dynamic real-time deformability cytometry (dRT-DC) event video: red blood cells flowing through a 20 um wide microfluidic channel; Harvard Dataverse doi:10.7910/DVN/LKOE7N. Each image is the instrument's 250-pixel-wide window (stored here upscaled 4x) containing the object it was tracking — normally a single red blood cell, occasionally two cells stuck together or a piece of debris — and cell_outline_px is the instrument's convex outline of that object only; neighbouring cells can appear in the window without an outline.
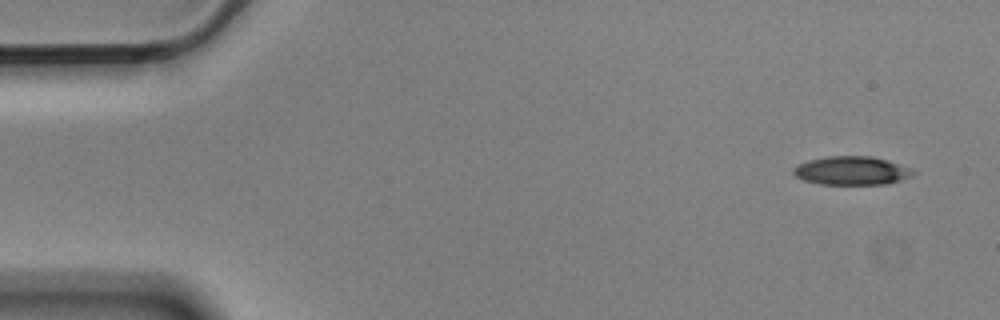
{"species": "Egyptian fruit bat (a non-hibernating species)", "species_latin": "Rousettus aegyptiacus", "temperature_condition": "cold", "stored_images_in_passage": 6, "camera_frame_rate_fps": 3000, "um_per_image_px": 0.085, "animal": {"sex": "male"}, "frame": {"image": 1, "passage_image": 1, "time_ms": 0.0, "image_size_px": [1000, 320], "cell_outline_px": [[916, 172], [912, 176], [900, 180], [884, 184], [820, 184], [804, 180], [796, 176], [792, 172], [792, 168], [808, 160], [828, 156], [872, 156], [888, 160], [912, 168]], "centroid_in_image_um": [72.41, 14.5], "position_along_channel_um": 12.6, "area_um2": 19.94}}
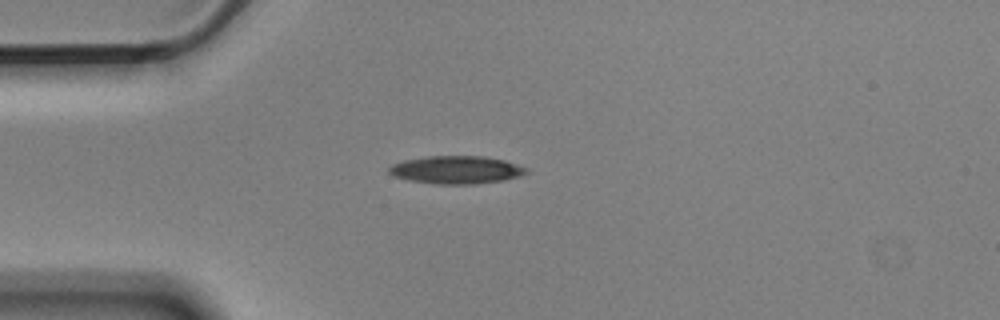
{"frame": {"image": 2, "passage_image": 4, "time_ms": 1.0, "image_size_px": [1000, 320], "cell_outline_px": [[528, 172], [520, 176], [504, 180], [476, 184], [432, 184], [408, 180], [392, 176], [388, 172], [388, 168], [392, 164], [404, 160], [428, 156], [484, 156], [504, 160], [528, 168]], "centroid_in_image_um": [38.77, 14.44], "position_along_channel_um": 46.2, "area_um2": 22.48}}
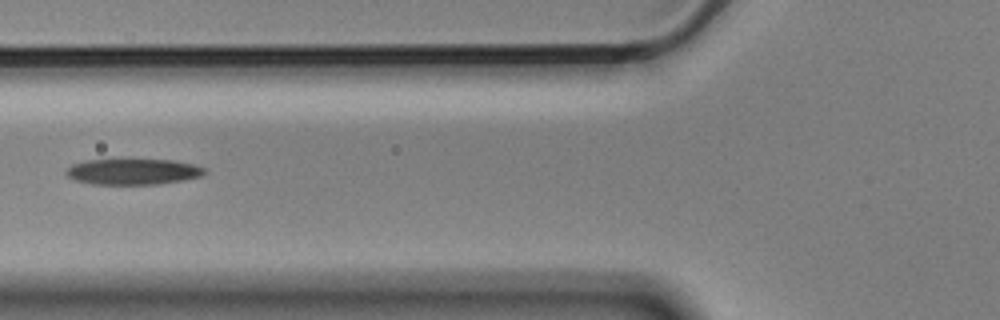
{"frame": {"image": 3, "passage_image": 6, "time_ms": 1.667, "image_size_px": [1000, 320], "cell_outline_px": [[204, 172], [200, 176], [184, 180], [156, 184], [92, 184], [76, 180], [68, 176], [64, 172], [72, 164], [84, 160], [120, 156], [172, 160], [192, 164], [204, 168]], "centroid_in_image_um": [11.23, 14.53], "position_along_channel_um": 114.6, "area_um2": 21.85}}